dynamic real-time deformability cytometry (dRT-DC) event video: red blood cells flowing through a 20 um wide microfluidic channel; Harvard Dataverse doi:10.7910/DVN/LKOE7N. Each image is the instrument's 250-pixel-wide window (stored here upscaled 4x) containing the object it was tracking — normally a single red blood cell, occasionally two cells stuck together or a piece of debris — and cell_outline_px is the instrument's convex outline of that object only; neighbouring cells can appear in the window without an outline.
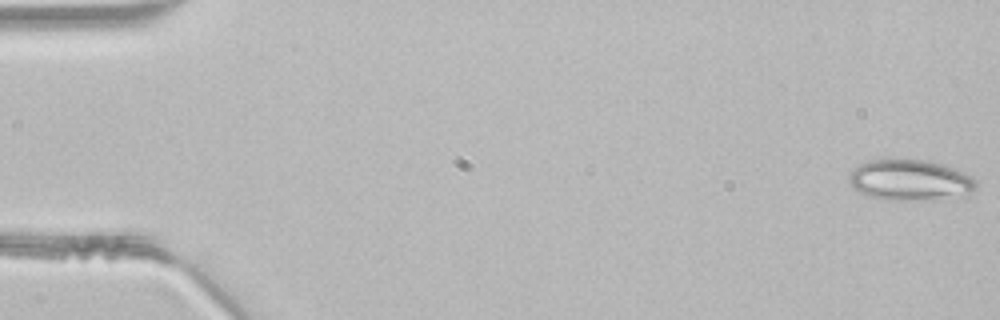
{"species": "common noctule bat (a hibernating species)", "species_latin": "Nyctalus noctula", "temperature_condition": "room temperature", "stored_images_in_passage": 47, "camera_frame_rate_fps": 3000, "um_per_image_px": 0.085, "animal": {"sex": "male", "body_mass_g": 21.5, "forearm_length_mm": 52.0}, "frame": {"image": 1, "passage_image": 1, "time_ms": 0.0, "image_size_px": [1000, 320], "cell_outline_px": [[976, 188], [972, 196], [908, 200], [884, 200], [868, 196], [860, 192], [848, 180], [848, 176], [860, 164], [868, 160], [892, 156], [928, 160], [944, 164], [956, 168], [972, 176], [976, 180]], "centroid_in_image_um": [77.41, 15.27], "position_along_channel_um": 7.6, "area_um2": 31.27}}
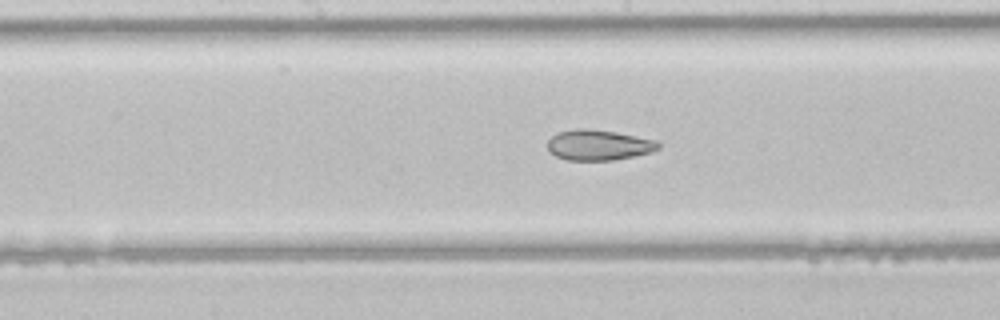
{"frame": {"image": 2, "passage_image": 24, "time_ms": 7.667, "image_size_px": [1000, 320], "cell_outline_px": [[660, 148], [652, 152], [636, 156], [612, 160], [568, 160], [556, 156], [548, 148], [548, 140], [556, 132], [576, 128], [588, 128], [616, 132], [656, 140], [660, 144]], "centroid_in_image_um": [50.9, 12.32], "position_along_channel_um": 197.3, "area_um2": 19.77}}
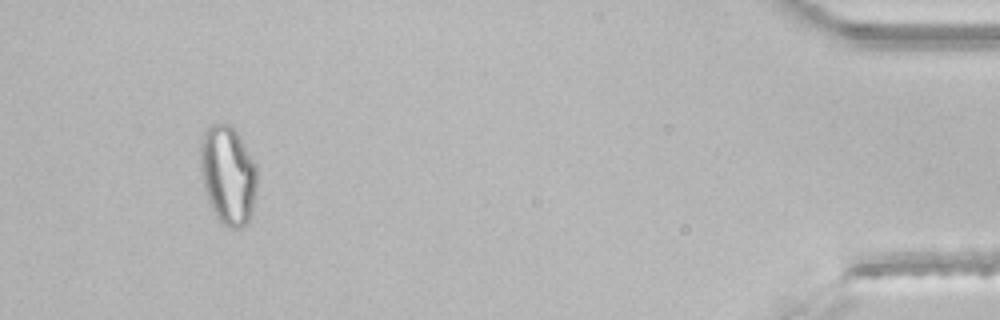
{"frame": {"image": 3, "passage_image": 44, "time_ms": 14.333, "image_size_px": [1000, 320], "cell_outline_px": [[256, 184], [252, 212], [248, 224], [244, 228], [228, 228], [220, 224], [208, 200], [204, 188], [200, 172], [200, 144], [204, 128], [208, 124], [232, 124], [240, 136], [256, 164]], "centroid_in_image_um": [19.36, 14.87], "position_along_channel_um": 415.8, "area_um2": 33.23}}